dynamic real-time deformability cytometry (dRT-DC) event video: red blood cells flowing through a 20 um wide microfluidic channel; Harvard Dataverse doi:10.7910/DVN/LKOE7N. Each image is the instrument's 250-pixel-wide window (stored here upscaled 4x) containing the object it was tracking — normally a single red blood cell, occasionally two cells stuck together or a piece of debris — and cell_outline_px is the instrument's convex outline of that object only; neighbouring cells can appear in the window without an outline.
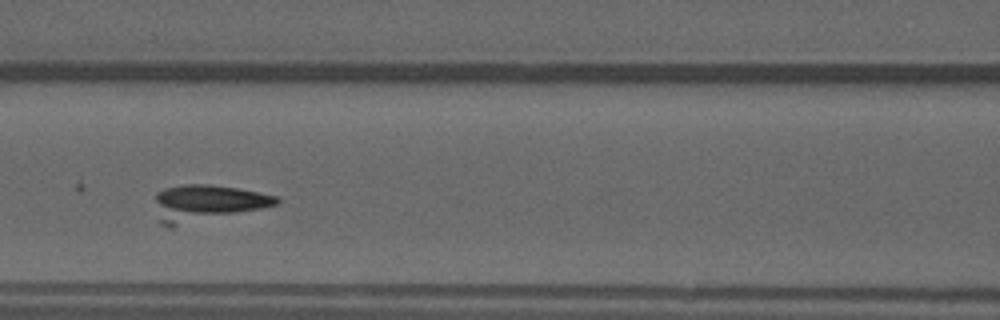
{"species": "common noctule bat (a hibernating species)", "species_latin": "Nyctalus noctula", "temperature_condition": "warm", "stored_images_in_passage": 45, "camera_frame_rate_fps": 3000, "um_per_image_px": 0.085, "animal": {"sex": "male", "forearm_length_mm": 52.5}, "frame": {"image": 1, "passage_image": 14, "time_ms": 4.333, "image_size_px": [1000, 320], "cell_outline_px": [[280, 200], [276, 204], [260, 208], [168, 228], [160, 224], [156, 200], [156, 192], [164, 188], [184, 184], [208, 184], [236, 188], [260, 192], [280, 196]], "centroid_in_image_um": [17.55, 17.24], "position_along_channel_um": 149.0, "area_um2": 25.37}}
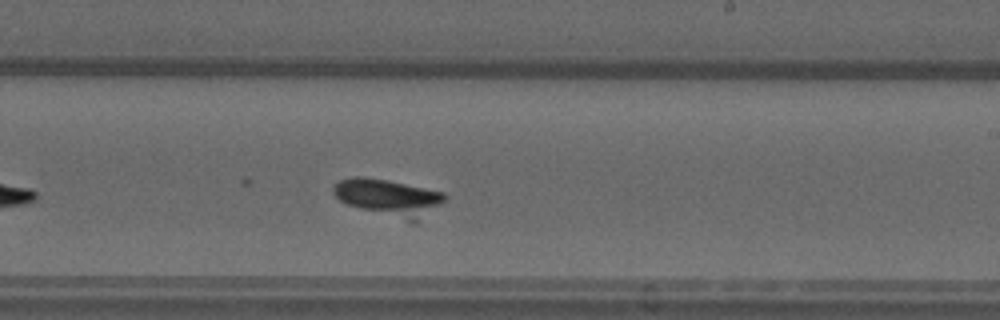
{"frame": {"image": 2, "passage_image": 22, "time_ms": 7.0, "image_size_px": [1000, 320], "cell_outline_px": [[448, 196], [440, 204], [416, 224], [360, 208], [348, 204], [340, 200], [332, 192], [332, 188], [340, 180], [356, 176], [360, 176], [388, 180], [444, 192]], "centroid_in_image_um": [33.06, 16.8], "position_along_channel_um": 255.9, "area_um2": 23.76}}
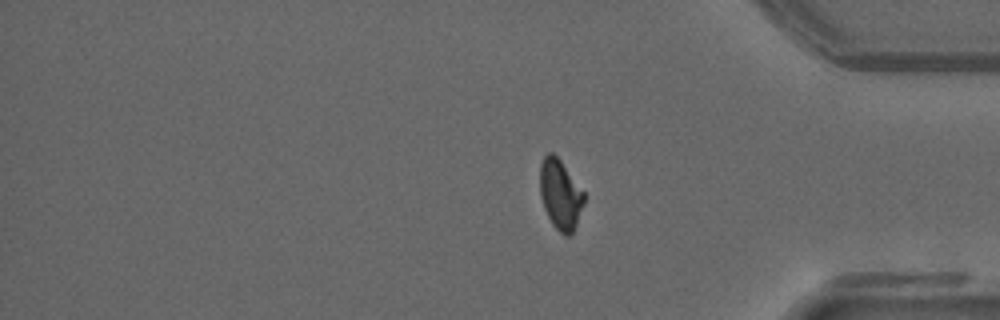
{"frame": {"image": 3, "passage_image": 45, "time_ms": 14.667, "image_size_px": [1000, 320], "cell_outline_px": [[584, 204], [576, 224], [572, 232], [568, 236], [564, 236], [552, 224], [544, 208], [540, 196], [540, 164], [544, 156], [548, 152], [552, 152], [560, 160], [584, 192]], "centroid_in_image_um": [47.61, 16.53], "position_along_channel_um": 387.6, "area_um2": 17.8}}